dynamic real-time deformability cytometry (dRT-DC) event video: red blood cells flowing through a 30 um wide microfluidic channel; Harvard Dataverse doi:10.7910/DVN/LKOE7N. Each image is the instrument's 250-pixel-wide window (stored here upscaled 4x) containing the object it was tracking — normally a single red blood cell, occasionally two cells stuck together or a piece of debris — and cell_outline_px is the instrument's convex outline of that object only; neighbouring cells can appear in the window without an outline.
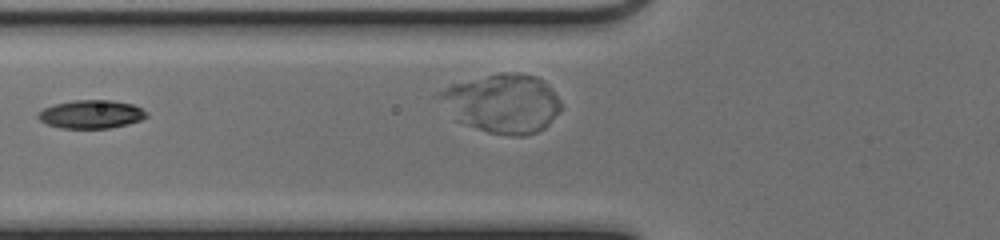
{"species": "common noctule bat (a hibernating species)", "species_latin": "Nyctalus noctula", "temperature_condition": "cold", "stored_images_in_passage": 23, "camera_frame_rate_fps": 3000, "um_per_image_px": 0.085, "animal": {"sex": "female", "body_mass_g": 17.0, "forearm_length_mm": 48.0}, "frame": {"image": 1, "passage_image": 2, "time_ms": 0.333, "image_size_px": [1000, 240], "cell_outline_px": [[148, 116], [140, 120], [128, 124], [108, 128], [60, 128], [48, 124], [40, 120], [36, 116], [44, 108], [56, 104], [72, 100], [112, 100], [132, 104], [148, 112]], "centroid_in_image_um": [7.77, 9.71], "position_along_channel_um": 118.0, "area_um2": 17.8}}
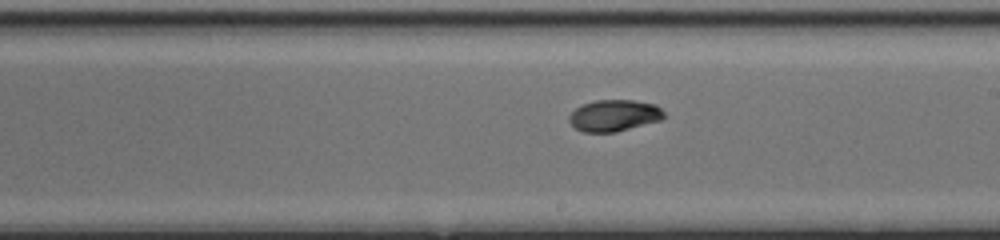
{"frame": {"image": 2, "passage_image": 11, "time_ms": 3.333, "image_size_px": [1000, 240], "cell_outline_px": [[664, 116], [660, 120], [616, 132], [584, 132], [576, 128], [568, 120], [568, 116], [576, 108], [584, 104], [596, 100], [636, 100], [656, 104], [664, 112]], "centroid_in_image_um": [52.21, 9.81], "position_along_channel_um": 236.8, "area_um2": 17.34}}
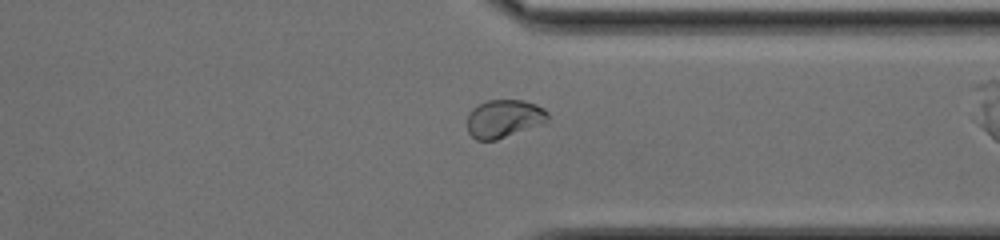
{"frame": {"image": 3, "passage_image": 21, "time_ms": 6.667, "image_size_px": [1000, 240], "cell_outline_px": [[548, 120], [544, 124], [496, 140], [476, 140], [468, 132], [468, 112], [472, 108], [488, 100], [524, 100], [536, 104], [544, 108], [548, 112]], "centroid_in_image_um": [42.86, 10.08], "position_along_channel_um": 368.5, "area_um2": 18.03}}